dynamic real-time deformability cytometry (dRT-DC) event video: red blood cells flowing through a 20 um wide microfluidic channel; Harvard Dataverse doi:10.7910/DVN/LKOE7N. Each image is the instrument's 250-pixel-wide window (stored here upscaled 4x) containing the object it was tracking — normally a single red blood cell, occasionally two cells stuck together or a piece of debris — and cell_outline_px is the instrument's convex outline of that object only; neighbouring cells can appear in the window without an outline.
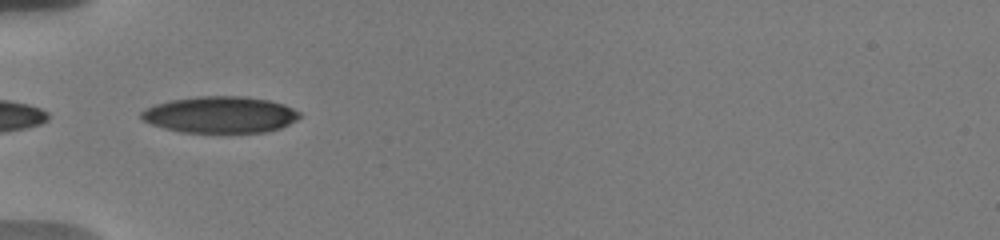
{"species": "human", "species_latin": "Homo sapiens", "temperature_condition": "warm", "stored_images_in_passage": 37, "camera_frame_rate_fps": 3000, "um_per_image_px": 0.085, "donor": {"sex": "male"}, "frame": {"image": 1, "passage_image": 1, "time_ms": 0.0, "image_size_px": [1000, 240], "cell_outline_px": [[300, 116], [296, 120], [280, 128], [268, 132], [224, 136], [180, 132], [164, 128], [152, 124], [144, 120], [140, 116], [140, 112], [156, 104], [172, 100], [196, 96], [244, 96], [268, 100], [284, 104], [300, 112]], "centroid_in_image_um": [18.74, 9.8], "position_along_channel_um": 66.3, "area_um2": 34.8}}
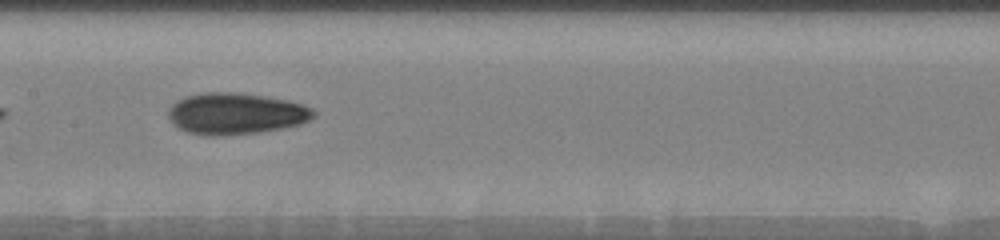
{"frame": {"image": 2, "passage_image": 11, "time_ms": 3.333, "image_size_px": [1000, 240], "cell_outline_px": [[316, 116], [300, 124], [284, 128], [260, 132], [224, 136], [208, 136], [188, 132], [172, 124], [168, 116], [168, 108], [176, 100], [184, 96], [204, 92], [240, 92], [288, 100], [312, 108], [316, 112]], "centroid_in_image_um": [20.02, 9.66], "position_along_channel_um": 187.4, "area_um2": 35.49}}
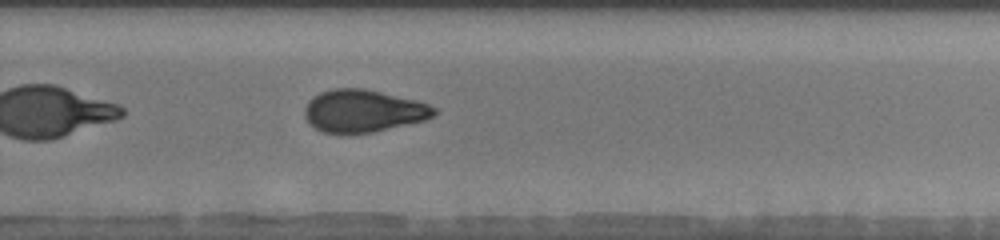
{"frame": {"image": 3, "passage_image": 20, "time_ms": 6.333, "image_size_px": [1000, 240], "cell_outline_px": [[436, 116], [424, 120], [372, 132], [344, 136], [324, 132], [308, 124], [304, 116], [304, 108], [308, 100], [320, 92], [332, 88], [364, 88], [416, 100], [428, 104], [436, 108]], "centroid_in_image_um": [30.83, 9.45], "position_along_channel_um": 299.0, "area_um2": 32.54}, "authors_computed_cell_mechanics": {"area_um2": 32.7726, "velocity_mm_per_s": 3.733, "shape_relaxation_time_tau1_ms": 7.7309, "shape_relaxation_time_tau2_ms": 3.4849, "deformation_change_tau1": 0.2119, "deformation_change_tau2": 0.0876}}